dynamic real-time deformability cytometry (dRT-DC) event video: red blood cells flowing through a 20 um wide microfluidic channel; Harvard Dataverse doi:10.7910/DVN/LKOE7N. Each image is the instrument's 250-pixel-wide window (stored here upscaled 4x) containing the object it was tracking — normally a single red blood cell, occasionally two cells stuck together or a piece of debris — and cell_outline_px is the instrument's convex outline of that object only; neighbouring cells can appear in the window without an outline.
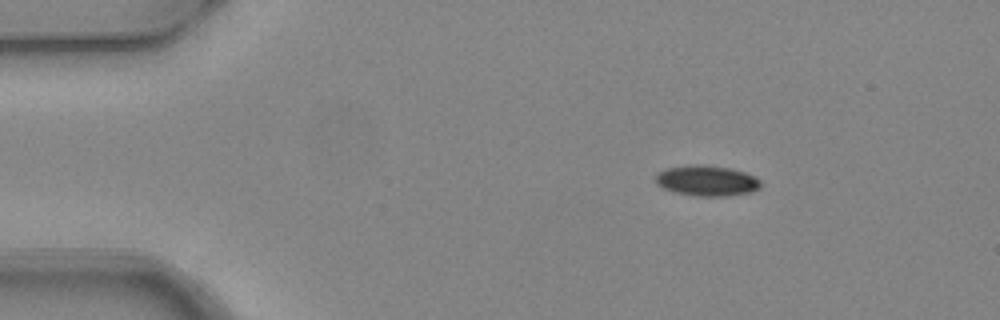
{"species": "common noctule bat (a hibernating species)", "species_latin": "Nyctalus noctula", "temperature_condition": "warm", "stored_images_in_passage": 4, "camera_frame_rate_fps": 3000, "um_per_image_px": 0.085, "animal": {"sex": "female", "body_mass_g": 24.6, "forearm_length_mm": 56.2}, "frame": {"image": 1, "passage_image": 2, "time_ms": 0.333, "image_size_px": [1000, 320], "cell_outline_px": [[760, 188], [752, 192], [724, 196], [696, 196], [672, 192], [656, 184], [656, 172], [668, 168], [696, 164], [700, 164], [728, 168], [744, 172], [756, 176], [760, 180]], "centroid_in_image_um": [60.07, 15.37], "position_along_channel_um": 24.9, "area_um2": 18.73}}